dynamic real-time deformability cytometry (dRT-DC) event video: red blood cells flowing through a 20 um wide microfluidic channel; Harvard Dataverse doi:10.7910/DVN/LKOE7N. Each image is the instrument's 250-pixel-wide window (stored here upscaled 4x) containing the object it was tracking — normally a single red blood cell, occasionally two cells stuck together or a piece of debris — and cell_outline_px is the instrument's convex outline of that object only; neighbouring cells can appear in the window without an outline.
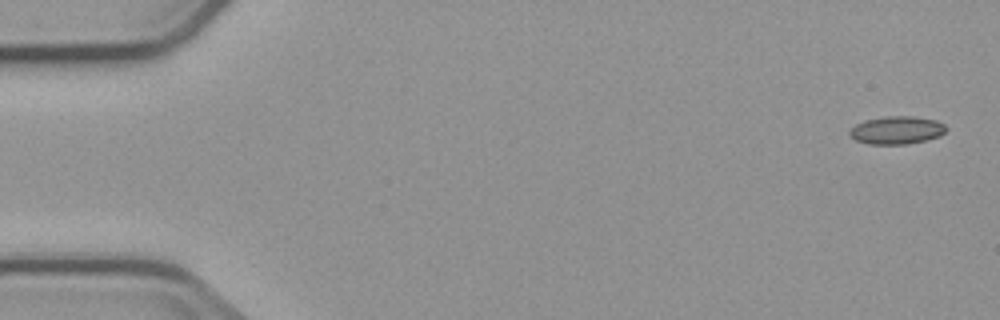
{"species": "common noctule bat (a hibernating species)", "species_latin": "Nyctalus noctula", "temperature_condition": "cold", "stored_images_in_passage": 6, "camera_frame_rate_fps": 3000, "um_per_image_px": 0.085, "animal": {"sex": "male", "body_mass_g": 23.1, "forearm_length_mm": 52.7}, "frame": {"image": 1, "passage_image": 1, "time_ms": 0.0, "image_size_px": [1000, 320], "cell_outline_px": [[948, 128], [940, 136], [924, 140], [904, 144], [868, 144], [856, 140], [848, 132], [856, 124], [864, 120], [884, 116], [912, 116], [936, 120], [944, 124]], "centroid_in_image_um": [76.22, 11.05], "position_along_channel_um": 8.8, "area_um2": 15.61}}